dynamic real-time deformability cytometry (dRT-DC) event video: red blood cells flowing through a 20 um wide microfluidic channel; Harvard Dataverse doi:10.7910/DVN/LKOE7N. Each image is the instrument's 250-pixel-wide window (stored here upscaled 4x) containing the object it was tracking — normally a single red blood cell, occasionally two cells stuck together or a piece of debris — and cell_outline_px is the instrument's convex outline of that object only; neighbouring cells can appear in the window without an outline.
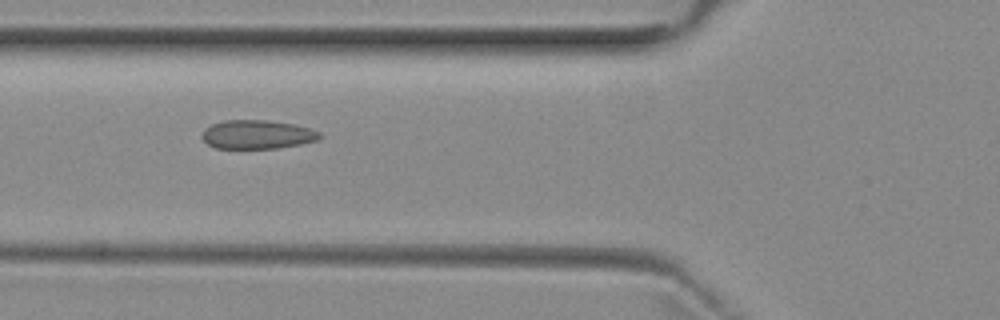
{"species": "common noctule bat (a hibernating species)", "species_latin": "Nyctalus noctula", "temperature_condition": "room temperature", "stored_images_in_passage": 7, "camera_frame_rate_fps": 3000, "um_per_image_px": 0.085, "animal": {"sex": "female", "body_mass_g": 29.2, "forearm_length_mm": 56.3}, "frame": {"image": 1, "passage_image": 6, "time_ms": 5.667, "image_size_px": [1000, 320], "cell_outline_px": [[324, 136], [316, 140], [300, 144], [276, 148], [216, 148], [208, 144], [200, 136], [204, 128], [212, 124], [224, 120], [268, 120], [296, 124], [320, 132]], "centroid_in_image_um": [21.86, 11.42], "position_along_channel_um": 103.9, "area_um2": 19.83}}
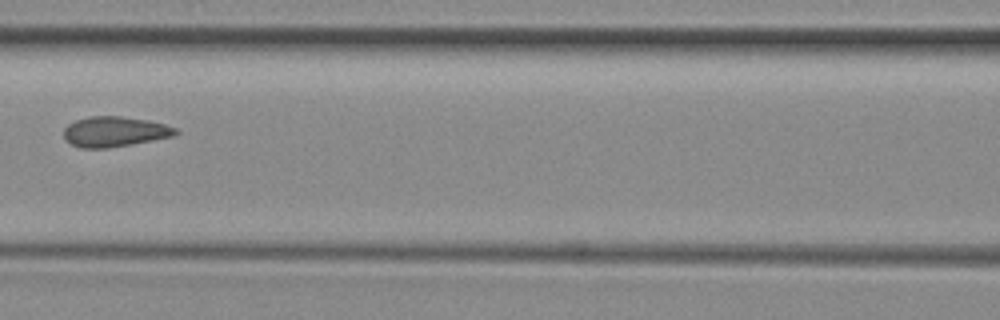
{"frame": {"image": 2, "passage_image": 7, "time_ms": 7.0, "image_size_px": [1000, 320], "cell_outline_px": [[180, 132], [172, 136], [152, 140], [108, 148], [80, 148], [64, 140], [64, 128], [68, 124], [76, 120], [88, 116], [120, 116], [148, 120], [164, 124], [176, 128]], "centroid_in_image_um": [9.71, 11.19], "position_along_channel_um": 156.9, "area_um2": 19.65}}